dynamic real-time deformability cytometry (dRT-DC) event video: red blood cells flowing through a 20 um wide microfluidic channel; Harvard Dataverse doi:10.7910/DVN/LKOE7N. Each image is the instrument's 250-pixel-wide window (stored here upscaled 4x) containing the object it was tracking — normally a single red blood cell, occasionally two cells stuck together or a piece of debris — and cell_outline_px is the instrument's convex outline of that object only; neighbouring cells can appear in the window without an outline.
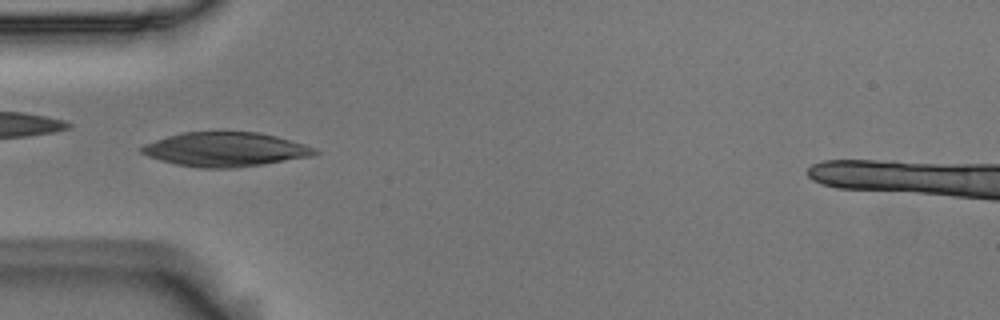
{"species": "Egyptian fruit bat (a non-hibernating species)", "species_latin": "Rousettus aegyptiacus", "temperature_condition": "room temperature", "stored_images_in_passage": 41, "camera_frame_rate_fps": 3000, "um_per_image_px": 0.085, "animal": {"sex": "male"}, "frame": {"image": 1, "passage_image": 3, "time_ms": 0.667, "image_size_px": [1000, 320], "cell_outline_px": [[320, 152], [312, 156], [260, 164], [232, 168], [200, 168], [176, 164], [160, 160], [148, 156], [140, 152], [140, 148], [144, 144], [180, 132], [256, 132], [276, 136], [304, 144], [316, 148]], "centroid_in_image_um": [19.13, 12.7], "position_along_channel_um": 65.9, "area_um2": 34.28}}
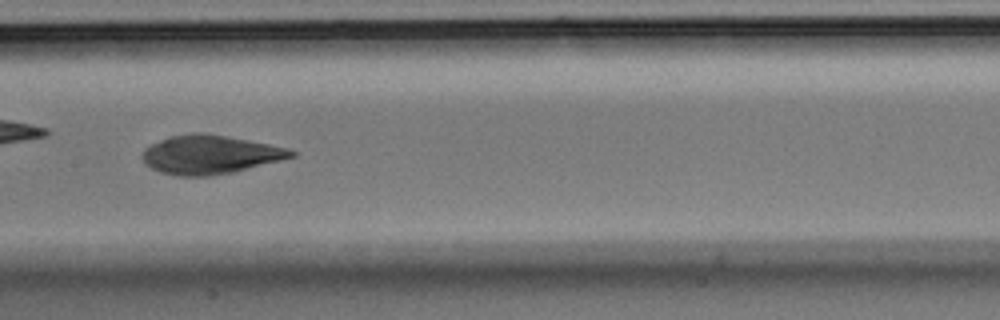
{"frame": {"image": 2, "passage_image": 13, "time_ms": 4.0, "image_size_px": [1000, 320], "cell_outline_px": [[296, 156], [232, 172], [208, 176], [176, 176], [160, 172], [144, 164], [144, 148], [160, 140], [172, 136], [192, 132], [204, 132], [248, 140], [288, 148], [296, 152]], "centroid_in_image_um": [17.84, 13.14], "position_along_channel_um": 189.6, "area_um2": 33.29}}
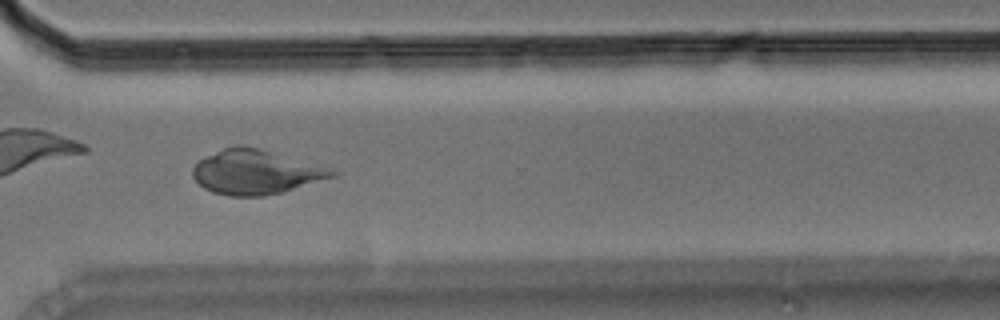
{"frame": {"image": 3, "passage_image": 26, "time_ms": 8.333, "image_size_px": [1000, 320], "cell_outline_px": [[340, 172], [336, 176], [280, 192], [264, 196], [228, 196], [212, 192], [204, 188], [192, 176], [192, 168], [204, 156], [224, 148], [236, 144], [240, 144], [256, 148]], "centroid_in_image_um": [21.65, 14.64], "position_along_channel_um": 349.0, "area_um2": 35.26}}